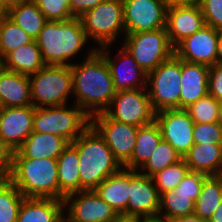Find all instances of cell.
Returning <instances> with one entry per match:
<instances>
[{
  "label": "cell",
  "instance_id": "f35d334b",
  "mask_svg": "<svg viewBox=\"0 0 222 222\" xmlns=\"http://www.w3.org/2000/svg\"><path fill=\"white\" fill-rule=\"evenodd\" d=\"M207 176L206 174L189 170L182 182L174 189V194L192 195V199L196 201Z\"/></svg>",
  "mask_w": 222,
  "mask_h": 222
},
{
  "label": "cell",
  "instance_id": "52a82bcc",
  "mask_svg": "<svg viewBox=\"0 0 222 222\" xmlns=\"http://www.w3.org/2000/svg\"><path fill=\"white\" fill-rule=\"evenodd\" d=\"M79 18L88 40L94 41L97 49L113 45L126 35L122 0H104Z\"/></svg>",
  "mask_w": 222,
  "mask_h": 222
},
{
  "label": "cell",
  "instance_id": "4316f807",
  "mask_svg": "<svg viewBox=\"0 0 222 222\" xmlns=\"http://www.w3.org/2000/svg\"><path fill=\"white\" fill-rule=\"evenodd\" d=\"M45 65L36 40L10 51L3 58V68L27 76L37 73Z\"/></svg>",
  "mask_w": 222,
  "mask_h": 222
},
{
  "label": "cell",
  "instance_id": "cb8c5ba5",
  "mask_svg": "<svg viewBox=\"0 0 222 222\" xmlns=\"http://www.w3.org/2000/svg\"><path fill=\"white\" fill-rule=\"evenodd\" d=\"M64 201L52 198H24L16 222H62Z\"/></svg>",
  "mask_w": 222,
  "mask_h": 222
},
{
  "label": "cell",
  "instance_id": "8fae6325",
  "mask_svg": "<svg viewBox=\"0 0 222 222\" xmlns=\"http://www.w3.org/2000/svg\"><path fill=\"white\" fill-rule=\"evenodd\" d=\"M91 125L105 139L112 154L123 166L133 153L138 127L113 120L104 112L93 115Z\"/></svg>",
  "mask_w": 222,
  "mask_h": 222
},
{
  "label": "cell",
  "instance_id": "681fc988",
  "mask_svg": "<svg viewBox=\"0 0 222 222\" xmlns=\"http://www.w3.org/2000/svg\"><path fill=\"white\" fill-rule=\"evenodd\" d=\"M209 222H222V201L220 206H218L217 210L214 212Z\"/></svg>",
  "mask_w": 222,
  "mask_h": 222
},
{
  "label": "cell",
  "instance_id": "ab89813d",
  "mask_svg": "<svg viewBox=\"0 0 222 222\" xmlns=\"http://www.w3.org/2000/svg\"><path fill=\"white\" fill-rule=\"evenodd\" d=\"M205 23L216 30H222V0H199Z\"/></svg>",
  "mask_w": 222,
  "mask_h": 222
},
{
  "label": "cell",
  "instance_id": "5bb4252c",
  "mask_svg": "<svg viewBox=\"0 0 222 222\" xmlns=\"http://www.w3.org/2000/svg\"><path fill=\"white\" fill-rule=\"evenodd\" d=\"M64 215L71 222H112L119 214L94 190H83L64 198Z\"/></svg>",
  "mask_w": 222,
  "mask_h": 222
},
{
  "label": "cell",
  "instance_id": "9a60e30c",
  "mask_svg": "<svg viewBox=\"0 0 222 222\" xmlns=\"http://www.w3.org/2000/svg\"><path fill=\"white\" fill-rule=\"evenodd\" d=\"M164 141L168 142L182 156L194 145V121L185 109H166L155 113Z\"/></svg>",
  "mask_w": 222,
  "mask_h": 222
},
{
  "label": "cell",
  "instance_id": "7c38bea8",
  "mask_svg": "<svg viewBox=\"0 0 222 222\" xmlns=\"http://www.w3.org/2000/svg\"><path fill=\"white\" fill-rule=\"evenodd\" d=\"M111 46L97 49L109 66L116 91L146 88L147 73L138 65L130 52L121 44L117 54H111Z\"/></svg>",
  "mask_w": 222,
  "mask_h": 222
},
{
  "label": "cell",
  "instance_id": "484cf974",
  "mask_svg": "<svg viewBox=\"0 0 222 222\" xmlns=\"http://www.w3.org/2000/svg\"><path fill=\"white\" fill-rule=\"evenodd\" d=\"M80 159L77 149L69 143L57 158L59 200L80 191Z\"/></svg>",
  "mask_w": 222,
  "mask_h": 222
},
{
  "label": "cell",
  "instance_id": "6da1fadb",
  "mask_svg": "<svg viewBox=\"0 0 222 222\" xmlns=\"http://www.w3.org/2000/svg\"><path fill=\"white\" fill-rule=\"evenodd\" d=\"M83 60L71 65L73 101L90 118L104 112L116 94L111 72L95 45L87 46Z\"/></svg>",
  "mask_w": 222,
  "mask_h": 222
},
{
  "label": "cell",
  "instance_id": "7402d4cb",
  "mask_svg": "<svg viewBox=\"0 0 222 222\" xmlns=\"http://www.w3.org/2000/svg\"><path fill=\"white\" fill-rule=\"evenodd\" d=\"M129 189L130 170L122 168L119 172L105 178L94 191L116 213L127 216Z\"/></svg>",
  "mask_w": 222,
  "mask_h": 222
},
{
  "label": "cell",
  "instance_id": "7a4b0ae2",
  "mask_svg": "<svg viewBox=\"0 0 222 222\" xmlns=\"http://www.w3.org/2000/svg\"><path fill=\"white\" fill-rule=\"evenodd\" d=\"M36 42L46 65H73L72 60L80 58V52L82 54L85 46L92 43L79 17L66 21L48 20Z\"/></svg>",
  "mask_w": 222,
  "mask_h": 222
},
{
  "label": "cell",
  "instance_id": "816d5d0a",
  "mask_svg": "<svg viewBox=\"0 0 222 222\" xmlns=\"http://www.w3.org/2000/svg\"><path fill=\"white\" fill-rule=\"evenodd\" d=\"M218 122L222 126V101H220L219 105Z\"/></svg>",
  "mask_w": 222,
  "mask_h": 222
},
{
  "label": "cell",
  "instance_id": "4dcf8cb0",
  "mask_svg": "<svg viewBox=\"0 0 222 222\" xmlns=\"http://www.w3.org/2000/svg\"><path fill=\"white\" fill-rule=\"evenodd\" d=\"M195 201L192 195L174 194V190H168L160 194L159 213L167 221H172L183 216L194 214Z\"/></svg>",
  "mask_w": 222,
  "mask_h": 222
},
{
  "label": "cell",
  "instance_id": "30bf717a",
  "mask_svg": "<svg viewBox=\"0 0 222 222\" xmlns=\"http://www.w3.org/2000/svg\"><path fill=\"white\" fill-rule=\"evenodd\" d=\"M104 113L113 120L135 127L148 125L155 120L146 88L117 91Z\"/></svg>",
  "mask_w": 222,
  "mask_h": 222
},
{
  "label": "cell",
  "instance_id": "f1b7e54d",
  "mask_svg": "<svg viewBox=\"0 0 222 222\" xmlns=\"http://www.w3.org/2000/svg\"><path fill=\"white\" fill-rule=\"evenodd\" d=\"M4 14L36 40L48 21L36 2L30 0L9 8Z\"/></svg>",
  "mask_w": 222,
  "mask_h": 222
},
{
  "label": "cell",
  "instance_id": "f6af8a7d",
  "mask_svg": "<svg viewBox=\"0 0 222 222\" xmlns=\"http://www.w3.org/2000/svg\"><path fill=\"white\" fill-rule=\"evenodd\" d=\"M30 0H0V14L6 12L9 8L27 2Z\"/></svg>",
  "mask_w": 222,
  "mask_h": 222
},
{
  "label": "cell",
  "instance_id": "db71d44e",
  "mask_svg": "<svg viewBox=\"0 0 222 222\" xmlns=\"http://www.w3.org/2000/svg\"><path fill=\"white\" fill-rule=\"evenodd\" d=\"M62 222H71V221L64 215Z\"/></svg>",
  "mask_w": 222,
  "mask_h": 222
},
{
  "label": "cell",
  "instance_id": "d6986e66",
  "mask_svg": "<svg viewBox=\"0 0 222 222\" xmlns=\"http://www.w3.org/2000/svg\"><path fill=\"white\" fill-rule=\"evenodd\" d=\"M205 25V19L198 4L167 8L166 30L173 47Z\"/></svg>",
  "mask_w": 222,
  "mask_h": 222
},
{
  "label": "cell",
  "instance_id": "ee69618b",
  "mask_svg": "<svg viewBox=\"0 0 222 222\" xmlns=\"http://www.w3.org/2000/svg\"><path fill=\"white\" fill-rule=\"evenodd\" d=\"M161 1L167 8L172 6L194 5L199 3V0H161Z\"/></svg>",
  "mask_w": 222,
  "mask_h": 222
},
{
  "label": "cell",
  "instance_id": "603a6c76",
  "mask_svg": "<svg viewBox=\"0 0 222 222\" xmlns=\"http://www.w3.org/2000/svg\"><path fill=\"white\" fill-rule=\"evenodd\" d=\"M0 100L2 107L32 105L29 76L3 68L0 71Z\"/></svg>",
  "mask_w": 222,
  "mask_h": 222
},
{
  "label": "cell",
  "instance_id": "7dc6e473",
  "mask_svg": "<svg viewBox=\"0 0 222 222\" xmlns=\"http://www.w3.org/2000/svg\"><path fill=\"white\" fill-rule=\"evenodd\" d=\"M203 220H201L198 216L196 215H190V216H183V217H179L176 218L170 222H202Z\"/></svg>",
  "mask_w": 222,
  "mask_h": 222
},
{
  "label": "cell",
  "instance_id": "e575fe53",
  "mask_svg": "<svg viewBox=\"0 0 222 222\" xmlns=\"http://www.w3.org/2000/svg\"><path fill=\"white\" fill-rule=\"evenodd\" d=\"M189 167L184 159L168 166L162 171L157 172L152 176V179L159 191V194L168 190H174L188 173Z\"/></svg>",
  "mask_w": 222,
  "mask_h": 222
},
{
  "label": "cell",
  "instance_id": "2e32d148",
  "mask_svg": "<svg viewBox=\"0 0 222 222\" xmlns=\"http://www.w3.org/2000/svg\"><path fill=\"white\" fill-rule=\"evenodd\" d=\"M219 30L205 25L174 47V55L188 63L216 65Z\"/></svg>",
  "mask_w": 222,
  "mask_h": 222
},
{
  "label": "cell",
  "instance_id": "f546056e",
  "mask_svg": "<svg viewBox=\"0 0 222 222\" xmlns=\"http://www.w3.org/2000/svg\"><path fill=\"white\" fill-rule=\"evenodd\" d=\"M222 201V175H209L204 179L195 201L194 215L209 221Z\"/></svg>",
  "mask_w": 222,
  "mask_h": 222
},
{
  "label": "cell",
  "instance_id": "e0dca14e",
  "mask_svg": "<svg viewBox=\"0 0 222 222\" xmlns=\"http://www.w3.org/2000/svg\"><path fill=\"white\" fill-rule=\"evenodd\" d=\"M33 105L0 109V140L16 151L33 132Z\"/></svg>",
  "mask_w": 222,
  "mask_h": 222
},
{
  "label": "cell",
  "instance_id": "d590c367",
  "mask_svg": "<svg viewBox=\"0 0 222 222\" xmlns=\"http://www.w3.org/2000/svg\"><path fill=\"white\" fill-rule=\"evenodd\" d=\"M219 105L220 101L207 94L185 110L189 113L194 123H213L218 121Z\"/></svg>",
  "mask_w": 222,
  "mask_h": 222
},
{
  "label": "cell",
  "instance_id": "bcb514c9",
  "mask_svg": "<svg viewBox=\"0 0 222 222\" xmlns=\"http://www.w3.org/2000/svg\"><path fill=\"white\" fill-rule=\"evenodd\" d=\"M137 222H169L160 214L137 217Z\"/></svg>",
  "mask_w": 222,
  "mask_h": 222
},
{
  "label": "cell",
  "instance_id": "c3c4849f",
  "mask_svg": "<svg viewBox=\"0 0 222 222\" xmlns=\"http://www.w3.org/2000/svg\"><path fill=\"white\" fill-rule=\"evenodd\" d=\"M216 64L222 65V30H219Z\"/></svg>",
  "mask_w": 222,
  "mask_h": 222
},
{
  "label": "cell",
  "instance_id": "60d3db41",
  "mask_svg": "<svg viewBox=\"0 0 222 222\" xmlns=\"http://www.w3.org/2000/svg\"><path fill=\"white\" fill-rule=\"evenodd\" d=\"M208 94L222 101V65L216 64L209 67Z\"/></svg>",
  "mask_w": 222,
  "mask_h": 222
},
{
  "label": "cell",
  "instance_id": "8992f818",
  "mask_svg": "<svg viewBox=\"0 0 222 222\" xmlns=\"http://www.w3.org/2000/svg\"><path fill=\"white\" fill-rule=\"evenodd\" d=\"M29 78L34 107L67 105L73 98L71 65H45Z\"/></svg>",
  "mask_w": 222,
  "mask_h": 222
},
{
  "label": "cell",
  "instance_id": "277c9868",
  "mask_svg": "<svg viewBox=\"0 0 222 222\" xmlns=\"http://www.w3.org/2000/svg\"><path fill=\"white\" fill-rule=\"evenodd\" d=\"M9 180L25 198L59 200L57 159L12 157Z\"/></svg>",
  "mask_w": 222,
  "mask_h": 222
},
{
  "label": "cell",
  "instance_id": "3957f363",
  "mask_svg": "<svg viewBox=\"0 0 222 222\" xmlns=\"http://www.w3.org/2000/svg\"><path fill=\"white\" fill-rule=\"evenodd\" d=\"M71 144L77 149L80 159V191L94 190L105 178L123 168L92 125Z\"/></svg>",
  "mask_w": 222,
  "mask_h": 222
},
{
  "label": "cell",
  "instance_id": "5b68a950",
  "mask_svg": "<svg viewBox=\"0 0 222 222\" xmlns=\"http://www.w3.org/2000/svg\"><path fill=\"white\" fill-rule=\"evenodd\" d=\"M90 125L91 118L74 103L35 107L33 131L38 133L55 134L72 143Z\"/></svg>",
  "mask_w": 222,
  "mask_h": 222
},
{
  "label": "cell",
  "instance_id": "8d00e7d4",
  "mask_svg": "<svg viewBox=\"0 0 222 222\" xmlns=\"http://www.w3.org/2000/svg\"><path fill=\"white\" fill-rule=\"evenodd\" d=\"M47 20L66 21L74 16L70 9V0H34Z\"/></svg>",
  "mask_w": 222,
  "mask_h": 222
},
{
  "label": "cell",
  "instance_id": "ba28073f",
  "mask_svg": "<svg viewBox=\"0 0 222 222\" xmlns=\"http://www.w3.org/2000/svg\"><path fill=\"white\" fill-rule=\"evenodd\" d=\"M138 65L149 73L174 55L166 27L153 31L137 32L124 36L122 43Z\"/></svg>",
  "mask_w": 222,
  "mask_h": 222
},
{
  "label": "cell",
  "instance_id": "836d02e7",
  "mask_svg": "<svg viewBox=\"0 0 222 222\" xmlns=\"http://www.w3.org/2000/svg\"><path fill=\"white\" fill-rule=\"evenodd\" d=\"M25 197L8 179L0 183V222H16Z\"/></svg>",
  "mask_w": 222,
  "mask_h": 222
},
{
  "label": "cell",
  "instance_id": "83f0119b",
  "mask_svg": "<svg viewBox=\"0 0 222 222\" xmlns=\"http://www.w3.org/2000/svg\"><path fill=\"white\" fill-rule=\"evenodd\" d=\"M162 139L160 128L155 120L148 125L138 127L133 153L123 168L139 170L149 160Z\"/></svg>",
  "mask_w": 222,
  "mask_h": 222
},
{
  "label": "cell",
  "instance_id": "ac0fdd59",
  "mask_svg": "<svg viewBox=\"0 0 222 222\" xmlns=\"http://www.w3.org/2000/svg\"><path fill=\"white\" fill-rule=\"evenodd\" d=\"M160 194L152 177L130 170L127 216H150L159 213Z\"/></svg>",
  "mask_w": 222,
  "mask_h": 222
},
{
  "label": "cell",
  "instance_id": "7bdbcfd3",
  "mask_svg": "<svg viewBox=\"0 0 222 222\" xmlns=\"http://www.w3.org/2000/svg\"><path fill=\"white\" fill-rule=\"evenodd\" d=\"M104 0H70V9L74 17L82 16L86 11L95 8Z\"/></svg>",
  "mask_w": 222,
  "mask_h": 222
},
{
  "label": "cell",
  "instance_id": "b9f144b4",
  "mask_svg": "<svg viewBox=\"0 0 222 222\" xmlns=\"http://www.w3.org/2000/svg\"><path fill=\"white\" fill-rule=\"evenodd\" d=\"M12 151L0 140V177L8 180L11 174Z\"/></svg>",
  "mask_w": 222,
  "mask_h": 222
},
{
  "label": "cell",
  "instance_id": "4fadbf2b",
  "mask_svg": "<svg viewBox=\"0 0 222 222\" xmlns=\"http://www.w3.org/2000/svg\"><path fill=\"white\" fill-rule=\"evenodd\" d=\"M125 34L166 27L167 7L161 0H122Z\"/></svg>",
  "mask_w": 222,
  "mask_h": 222
},
{
  "label": "cell",
  "instance_id": "1f68e13d",
  "mask_svg": "<svg viewBox=\"0 0 222 222\" xmlns=\"http://www.w3.org/2000/svg\"><path fill=\"white\" fill-rule=\"evenodd\" d=\"M33 41L32 37L4 13L0 14V56L2 58L10 51Z\"/></svg>",
  "mask_w": 222,
  "mask_h": 222
},
{
  "label": "cell",
  "instance_id": "9c48e42d",
  "mask_svg": "<svg viewBox=\"0 0 222 222\" xmlns=\"http://www.w3.org/2000/svg\"><path fill=\"white\" fill-rule=\"evenodd\" d=\"M180 80L181 59L175 55L147 73L146 89L155 113L166 109H179Z\"/></svg>",
  "mask_w": 222,
  "mask_h": 222
},
{
  "label": "cell",
  "instance_id": "d6a6232c",
  "mask_svg": "<svg viewBox=\"0 0 222 222\" xmlns=\"http://www.w3.org/2000/svg\"><path fill=\"white\" fill-rule=\"evenodd\" d=\"M182 159V156L173 146L162 139L149 160L138 171L148 177H152L157 172L178 163Z\"/></svg>",
  "mask_w": 222,
  "mask_h": 222
},
{
  "label": "cell",
  "instance_id": "ffe728a7",
  "mask_svg": "<svg viewBox=\"0 0 222 222\" xmlns=\"http://www.w3.org/2000/svg\"><path fill=\"white\" fill-rule=\"evenodd\" d=\"M209 67L181 60L179 109H186L208 94Z\"/></svg>",
  "mask_w": 222,
  "mask_h": 222
},
{
  "label": "cell",
  "instance_id": "d4e9b609",
  "mask_svg": "<svg viewBox=\"0 0 222 222\" xmlns=\"http://www.w3.org/2000/svg\"><path fill=\"white\" fill-rule=\"evenodd\" d=\"M183 159L190 171L222 175V144H194Z\"/></svg>",
  "mask_w": 222,
  "mask_h": 222
},
{
  "label": "cell",
  "instance_id": "f907efd6",
  "mask_svg": "<svg viewBox=\"0 0 222 222\" xmlns=\"http://www.w3.org/2000/svg\"><path fill=\"white\" fill-rule=\"evenodd\" d=\"M112 222H137V217L119 214Z\"/></svg>",
  "mask_w": 222,
  "mask_h": 222
},
{
  "label": "cell",
  "instance_id": "f5cc1de1",
  "mask_svg": "<svg viewBox=\"0 0 222 222\" xmlns=\"http://www.w3.org/2000/svg\"><path fill=\"white\" fill-rule=\"evenodd\" d=\"M3 69V58L0 56V71Z\"/></svg>",
  "mask_w": 222,
  "mask_h": 222
},
{
  "label": "cell",
  "instance_id": "44dd1931",
  "mask_svg": "<svg viewBox=\"0 0 222 222\" xmlns=\"http://www.w3.org/2000/svg\"><path fill=\"white\" fill-rule=\"evenodd\" d=\"M69 142L61 136L33 131L12 157L57 159Z\"/></svg>",
  "mask_w": 222,
  "mask_h": 222
},
{
  "label": "cell",
  "instance_id": "74e56055",
  "mask_svg": "<svg viewBox=\"0 0 222 222\" xmlns=\"http://www.w3.org/2000/svg\"><path fill=\"white\" fill-rule=\"evenodd\" d=\"M194 144H222V126L213 123H195L193 128Z\"/></svg>",
  "mask_w": 222,
  "mask_h": 222
}]
</instances>
